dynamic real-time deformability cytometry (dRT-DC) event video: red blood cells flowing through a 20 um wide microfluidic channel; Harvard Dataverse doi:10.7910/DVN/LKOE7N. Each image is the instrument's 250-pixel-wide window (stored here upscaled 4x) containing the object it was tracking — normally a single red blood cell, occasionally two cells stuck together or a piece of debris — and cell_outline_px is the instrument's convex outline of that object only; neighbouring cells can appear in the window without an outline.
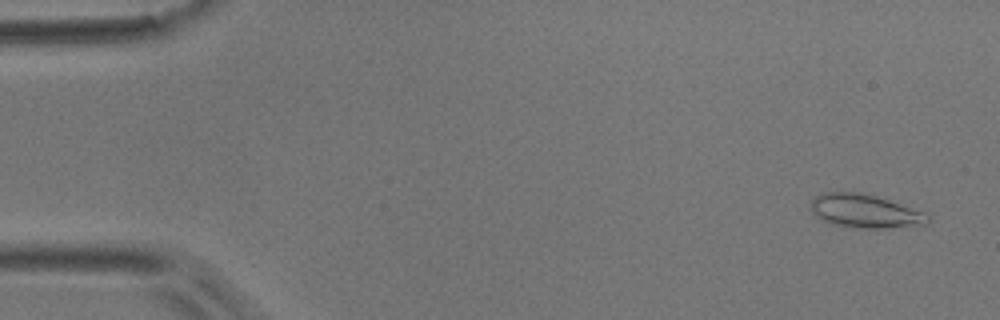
{"species": "common noctule bat (a hibernating species)", "species_latin": "Nyctalus noctula", "temperature_condition": "room temperature", "stored_images_in_passage": 52, "camera_frame_rate_fps": 3000, "um_per_image_px": 0.085, "animal": {"sex": "male", "body_mass_g": 17.9}, "frame": {"image": 1, "passage_image": 3, "time_ms": 0.667, "image_size_px": [1000, 320], "cell_outline_px": [[932, 220], [928, 224], [884, 228], [844, 228], [820, 220], [812, 212], [812, 200], [816, 196], [824, 192], [860, 192], [876, 196], [924, 212], [932, 216]], "centroid_in_image_um": [73.53, 17.97], "position_along_channel_um": 11.5, "area_um2": 23.06}}
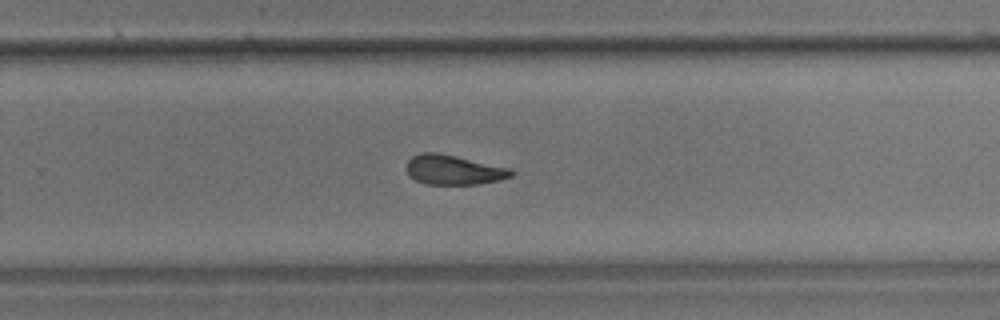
{"frame": {"image": 2, "passage_image": 34, "time_ms": 11.0, "image_size_px": [1000, 320], "cell_outline_px": [[516, 172], [512, 176], [500, 180], [476, 184], [424, 184], [408, 176], [408, 160], [412, 156], [420, 152], [436, 152], [456, 156], [512, 168]], "centroid_in_image_um": [38.58, 14.43], "position_along_channel_um": 291.2, "area_um2": 18.21}}
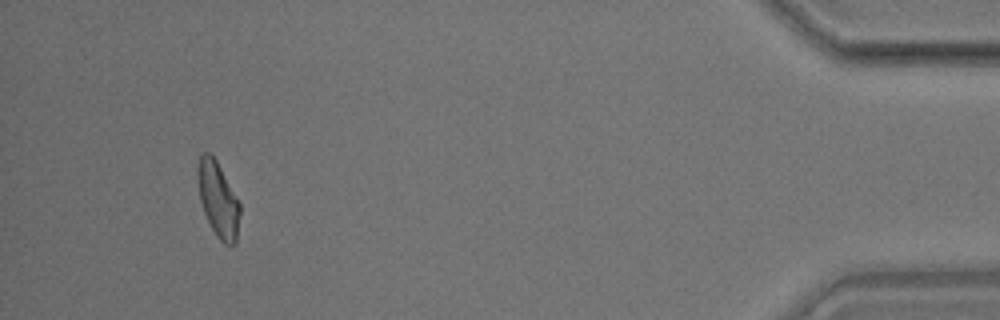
{"frame": {"image": 3, "passage_image": 49, "time_ms": 16.0, "image_size_px": [1000, 320], "cell_outline_px": [[240, 212], [236, 244], [224, 244], [216, 236], [204, 212], [200, 200], [196, 172], [196, 168], [200, 156], [204, 152], [208, 152], [216, 160], [240, 204]], "centroid_in_image_um": [18.52, 16.96], "position_along_channel_um": 416.7, "area_um2": 18.26}, "authors_computed_cell_mechanics": {"area_um2": 18.8139, "velocity_mm_per_s": 3.8697, "shape_relaxation_time_tau1_ms": 7.4241, "shape_relaxation_time_tau2_ms": 3.773, "deformation_change_tau1": 0.1492, "deformation_change_tau2": 0.1201}}